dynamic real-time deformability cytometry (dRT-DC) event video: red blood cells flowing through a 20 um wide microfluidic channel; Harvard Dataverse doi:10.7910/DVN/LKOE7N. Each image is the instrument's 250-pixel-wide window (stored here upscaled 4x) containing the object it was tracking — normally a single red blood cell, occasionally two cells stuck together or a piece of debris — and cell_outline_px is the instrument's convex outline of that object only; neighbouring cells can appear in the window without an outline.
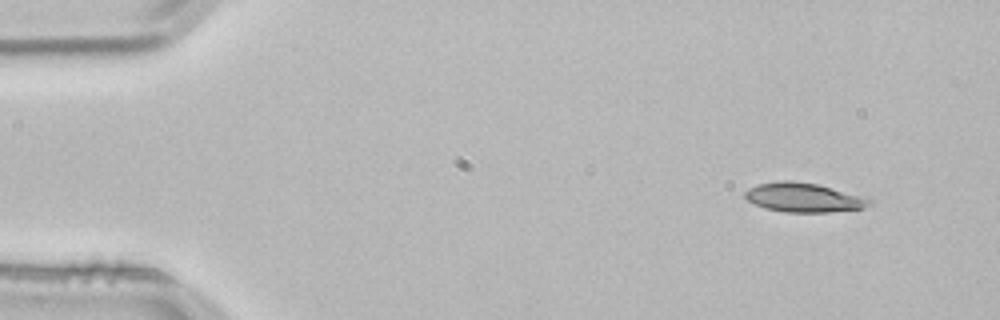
{"species": "common noctule bat (a hibernating species)", "species_latin": "Nyctalus noctula", "temperature_condition": "room temperature", "stored_images_in_passage": 3, "camera_frame_rate_fps": 3000, "um_per_image_px": 0.085, "animal": {"sex": "male", "body_mass_g": 21.5, "forearm_length_mm": 52.0}, "frame": {"image": 1, "passage_image": 1, "time_ms": 0.0, "image_size_px": [1000, 320], "cell_outline_px": [[876, 200], [872, 204], [864, 208], [828, 212], [784, 212], [764, 208], [748, 200], [744, 196], [744, 192], [748, 188], [756, 184], [776, 180], [788, 180], [820, 184], [872, 196]], "centroid_in_image_um": [68.44, 16.77], "position_along_channel_um": 16.6, "area_um2": 22.08}}
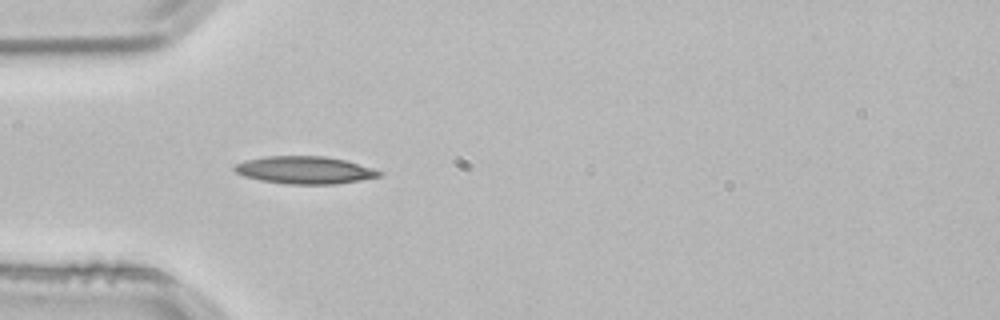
{"frame": {"image": 2, "passage_image": 3, "time_ms": 0.667, "image_size_px": [1000, 320], "cell_outline_px": [[384, 172], [380, 176], [360, 180], [336, 184], [288, 184], [260, 180], [244, 176], [236, 172], [232, 168], [236, 164], [244, 160], [264, 156], [324, 156], [344, 160], [372, 168]], "centroid_in_image_um": [25.87, 14.45], "position_along_channel_um": 59.1, "area_um2": 23.12}}